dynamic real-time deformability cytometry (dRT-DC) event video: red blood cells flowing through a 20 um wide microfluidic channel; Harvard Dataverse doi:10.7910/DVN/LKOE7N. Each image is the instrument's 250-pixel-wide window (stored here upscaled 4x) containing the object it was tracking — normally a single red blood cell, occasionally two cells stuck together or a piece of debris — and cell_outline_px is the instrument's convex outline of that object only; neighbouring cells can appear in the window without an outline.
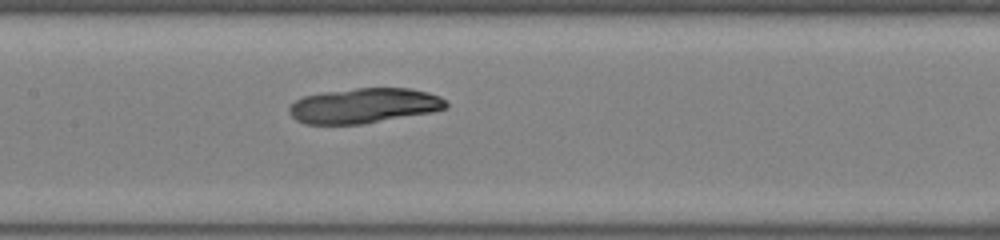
{"species": "common noctule bat (a hibernating species)", "species_latin": "Nyctalus noctula", "temperature_condition": "room temperature", "stored_images_in_passage": 33, "camera_frame_rate_fps": 3000, "um_per_image_px": 0.085, "animal": {"sex": "female", "body_mass_g": 22.0, "forearm_length_mm": 56.7}, "frame": {"image": 1, "passage_image": 9, "time_ms": 2.667, "image_size_px": [1000, 240], "cell_outline_px": [[448, 108], [432, 112], [364, 124], [304, 124], [296, 120], [288, 112], [288, 108], [296, 100], [304, 96], [324, 92], [356, 88], [408, 88], [428, 92], [440, 96], [448, 104]], "centroid_in_image_um": [30.95, 8.99], "position_along_channel_um": 176.5, "area_um2": 32.14}}
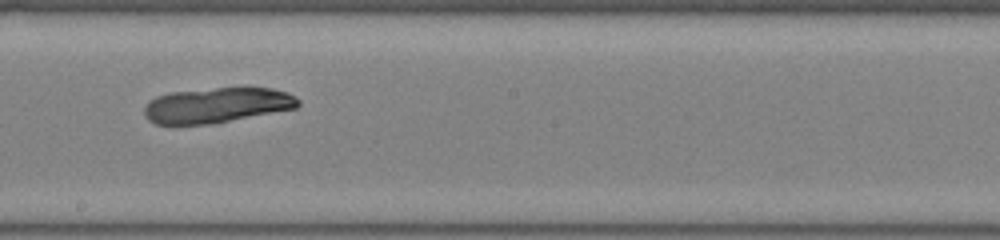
{"frame": {"image": 2, "passage_image": 13, "time_ms": 4.0, "image_size_px": [1000, 240], "cell_outline_px": [[300, 104], [296, 108], [212, 124], [156, 124], [148, 120], [144, 116], [144, 108], [156, 96], [172, 92], [216, 88], [272, 88], [288, 92], [296, 96], [300, 100]], "centroid_in_image_um": [18.46, 8.94], "position_along_channel_um": 229.7, "area_um2": 31.5}}
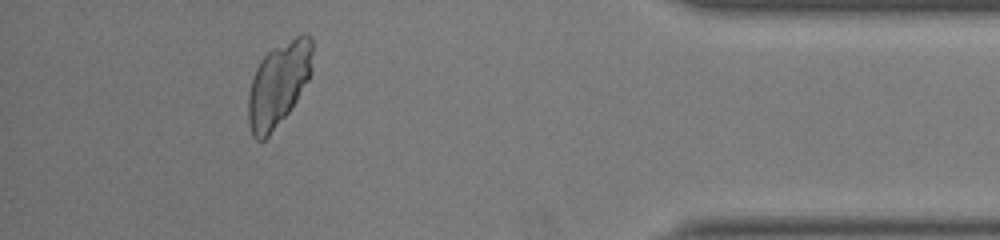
{"frame": {"image": 3, "passage_image": 29, "time_ms": 9.333, "image_size_px": [1000, 240], "cell_outline_px": [[312, 72], [308, 80], [296, 100], [288, 112], [268, 136], [264, 140], [256, 140], [252, 136], [248, 124], [248, 92], [256, 68], [260, 60], [272, 48], [304, 32], [312, 40]], "centroid_in_image_um": [23.66, 7.15], "position_along_channel_um": 411.5, "area_um2": 31.39}}